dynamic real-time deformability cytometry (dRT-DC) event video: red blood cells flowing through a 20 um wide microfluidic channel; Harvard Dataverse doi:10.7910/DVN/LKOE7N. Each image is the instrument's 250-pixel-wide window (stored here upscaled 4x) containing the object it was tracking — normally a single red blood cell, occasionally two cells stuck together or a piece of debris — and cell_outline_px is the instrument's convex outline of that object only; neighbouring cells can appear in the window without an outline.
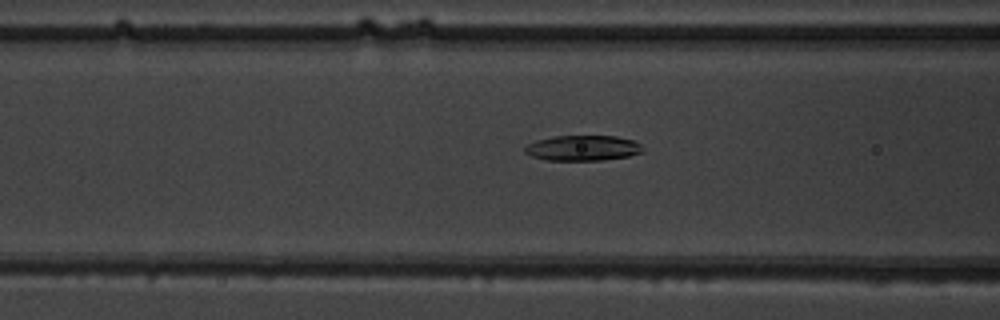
{"species": "common noctule bat (a hibernating species)", "species_latin": "Nyctalus noctula", "temperature_condition": "warm", "stored_images_in_passage": 34, "camera_frame_rate_fps": 3000, "um_per_image_px": 0.085, "animal": {"sex": "male", "body_mass_g": 19.5, "forearm_length_mm": 54.6}, "frame": {"image": 1, "passage_image": 4, "time_ms": 1.0, "image_size_px": [1000, 320], "cell_outline_px": [[644, 152], [628, 156], [604, 160], [544, 160], [532, 156], [524, 152], [524, 148], [528, 144], [536, 140], [552, 136], [616, 136], [632, 140], [640, 144], [644, 148]], "centroid_in_image_um": [49.54, 12.58], "position_along_channel_um": 117.1, "area_um2": 17.51}}
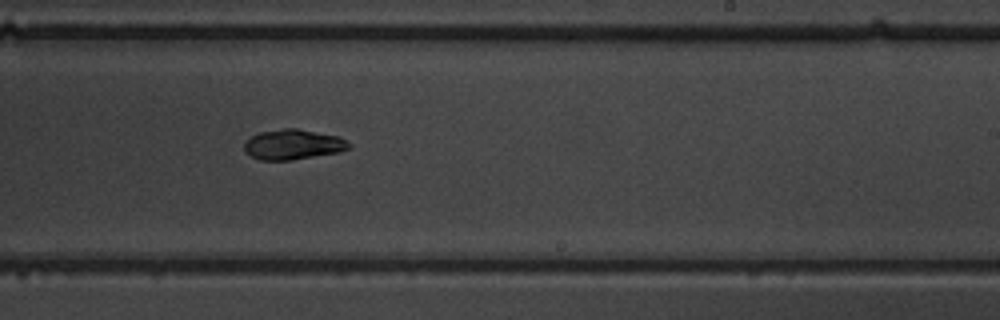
{"frame": {"image": 2, "passage_image": 15, "time_ms": 4.667, "image_size_px": [1000, 320], "cell_outline_px": [[352, 148], [340, 152], [292, 160], [260, 160], [244, 152], [244, 140], [260, 132], [284, 128], [296, 128], [336, 136], [352, 144]], "centroid_in_image_um": [24.89, 12.29], "position_along_channel_um": 264.1, "area_um2": 18.44}}
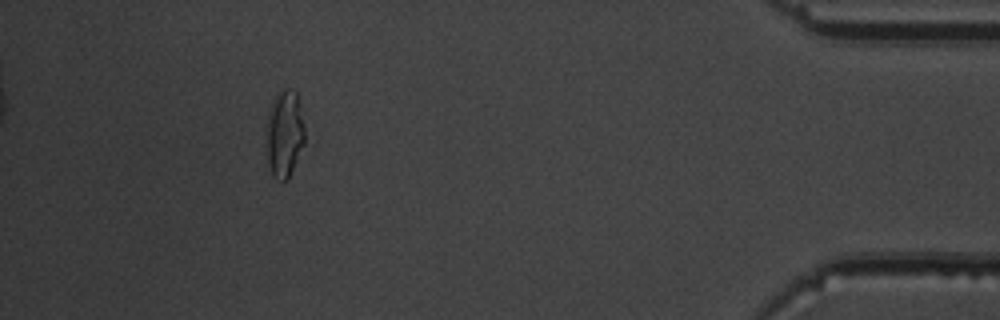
{"frame": {"image": 3, "passage_image": 30, "time_ms": 9.667, "image_size_px": [1000, 320], "cell_outline_px": [[304, 144], [288, 176], [284, 180], [276, 180], [272, 176], [268, 164], [268, 108], [276, 92], [284, 88], [288, 88], [296, 92], [300, 104], [304, 128]], "centroid_in_image_um": [24.18, 11.3], "position_along_channel_um": 411.0, "area_um2": 19.19}}